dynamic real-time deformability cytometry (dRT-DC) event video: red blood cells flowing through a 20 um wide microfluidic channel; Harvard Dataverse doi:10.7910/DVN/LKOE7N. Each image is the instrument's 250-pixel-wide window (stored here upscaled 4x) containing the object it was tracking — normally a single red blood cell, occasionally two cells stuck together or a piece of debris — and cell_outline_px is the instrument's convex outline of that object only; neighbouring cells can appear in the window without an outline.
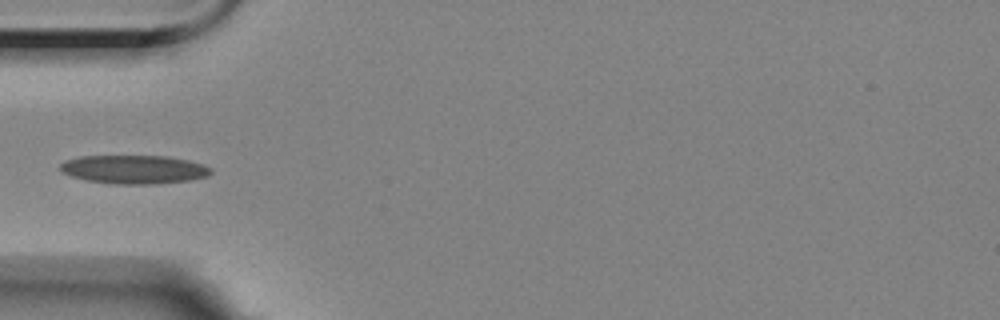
{"species": "Egyptian fruit bat (a non-hibernating species)", "species_latin": "Rousettus aegyptiacus", "temperature_condition": "room temperature", "stored_images_in_passage": 7, "camera_frame_rate_fps": 3000, "um_per_image_px": 0.085, "animal": {"sex": "female"}, "frame": {"image": 1, "passage_image": 5, "time_ms": 4.667, "image_size_px": [1000, 320], "cell_outline_px": [[212, 172], [208, 176], [188, 180], [156, 184], [112, 184], [88, 180], [72, 176], [60, 172], [60, 164], [64, 160], [80, 156], [168, 156], [188, 160], [212, 168]], "centroid_in_image_um": [11.37, 14.4], "position_along_channel_um": 73.6, "area_um2": 25.14}}
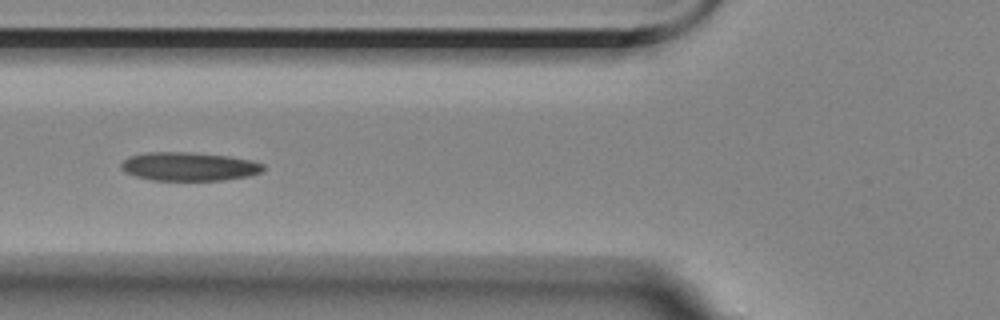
{"frame": {"image": 2, "passage_image": 6, "time_ms": 5.667, "image_size_px": [1000, 320], "cell_outline_px": [[264, 172], [248, 176], [224, 180], [152, 180], [136, 176], [124, 172], [120, 168], [120, 164], [128, 156], [148, 152], [188, 152], [228, 156], [252, 160], [264, 164]], "centroid_in_image_um": [16.07, 14.15], "position_along_channel_um": 109.7, "area_um2": 23.81}}
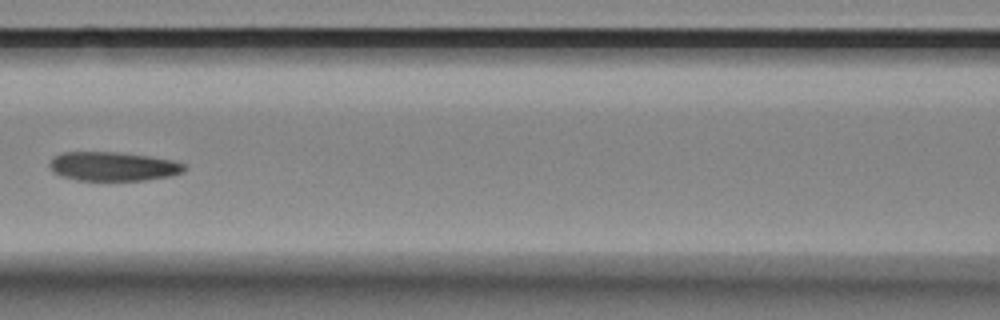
{"frame": {"image": 3, "passage_image": 7, "time_ms": 7.0, "image_size_px": [1000, 320], "cell_outline_px": [[188, 168], [184, 172], [172, 176], [144, 180], [76, 180], [60, 176], [48, 164], [56, 156], [64, 152], [116, 152], [148, 156], [172, 160], [184, 164]], "centroid_in_image_um": [9.67, 14.15], "position_along_channel_um": 156.9, "area_um2": 22.66}}